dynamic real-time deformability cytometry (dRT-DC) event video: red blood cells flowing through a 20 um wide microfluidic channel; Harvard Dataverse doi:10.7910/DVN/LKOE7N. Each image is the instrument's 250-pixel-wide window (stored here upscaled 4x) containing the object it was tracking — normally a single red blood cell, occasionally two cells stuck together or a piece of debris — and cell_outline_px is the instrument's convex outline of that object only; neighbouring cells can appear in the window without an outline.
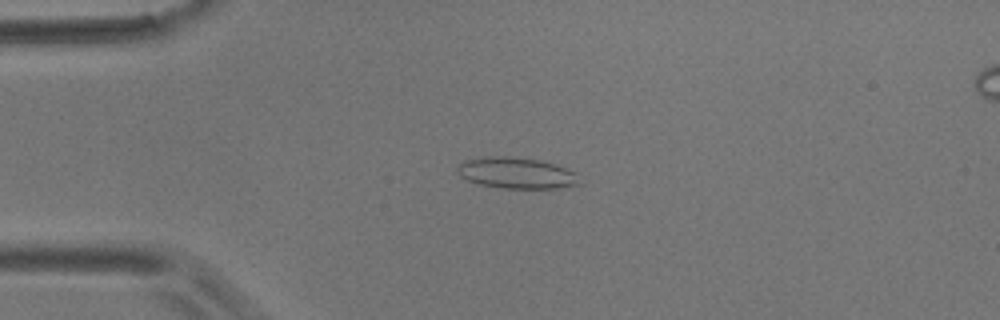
{"species": "common noctule bat (a hibernating species)", "species_latin": "Nyctalus noctula", "temperature_condition": "room temperature", "stored_images_in_passage": 4, "camera_frame_rate_fps": 3000, "um_per_image_px": 0.085, "animal": {"sex": "male", "body_mass_g": 17.9}, "frame": {"image": 1, "passage_image": 2, "time_ms": 1.333, "image_size_px": [1000, 320], "cell_outline_px": [[584, 184], [556, 188], [504, 188], [480, 184], [468, 180], [460, 176], [456, 172], [456, 164], [468, 160], [488, 156], [508, 156], [540, 160], [576, 172]], "centroid_in_image_um": [43.91, 14.71], "position_along_channel_um": 41.1, "area_um2": 22.2}}